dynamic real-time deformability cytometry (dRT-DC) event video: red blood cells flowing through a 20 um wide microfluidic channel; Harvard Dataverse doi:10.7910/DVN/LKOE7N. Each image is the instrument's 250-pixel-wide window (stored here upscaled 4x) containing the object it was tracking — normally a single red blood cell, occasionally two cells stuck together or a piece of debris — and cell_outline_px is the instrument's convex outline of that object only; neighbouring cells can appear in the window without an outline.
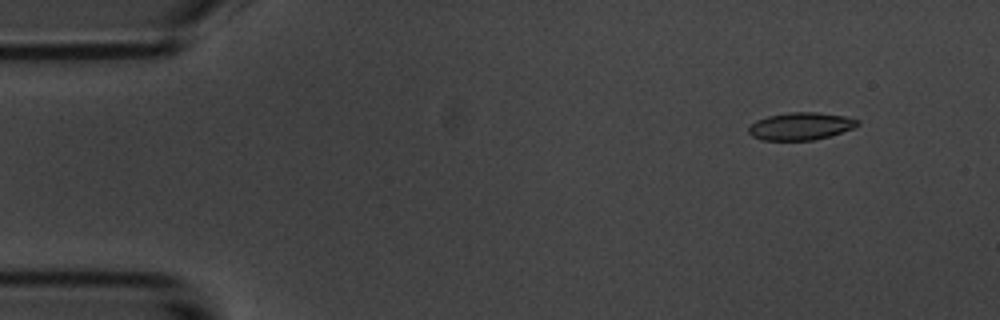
{"species": "common noctule bat (a hibernating species)", "species_latin": "Nyctalus noctula", "temperature_condition": "room temperature", "stored_images_in_passage": 5, "camera_frame_rate_fps": 3000, "um_per_image_px": 0.085, "animal": {"sex": "male", "body_mass_g": 20.1, "forearm_length_mm": 53.5}, "frame": {"image": 1, "passage_image": 2, "time_ms": 1.333, "image_size_px": [1000, 320], "cell_outline_px": [[860, 124], [852, 128], [828, 136], [812, 140], [764, 140], [752, 136], [748, 132], [748, 128], [756, 120], [768, 116], [788, 112], [816, 112], [844, 116], [860, 120]], "centroid_in_image_um": [68.04, 10.72], "position_along_channel_um": 17.0, "area_um2": 17.28}}
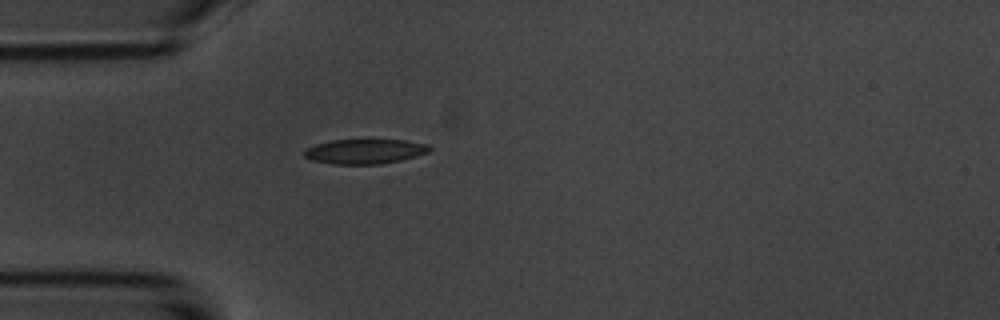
{"frame": {"image": 2, "passage_image": 5, "time_ms": 4.667, "image_size_px": [1000, 320], "cell_outline_px": [[432, 148], [428, 152], [416, 156], [400, 160], [380, 164], [332, 164], [312, 160], [304, 156], [300, 152], [304, 148], [316, 144], [332, 140], [404, 140], [428, 144]], "centroid_in_image_um": [30.96, 12.87], "position_along_channel_um": 54.0, "area_um2": 18.15}}